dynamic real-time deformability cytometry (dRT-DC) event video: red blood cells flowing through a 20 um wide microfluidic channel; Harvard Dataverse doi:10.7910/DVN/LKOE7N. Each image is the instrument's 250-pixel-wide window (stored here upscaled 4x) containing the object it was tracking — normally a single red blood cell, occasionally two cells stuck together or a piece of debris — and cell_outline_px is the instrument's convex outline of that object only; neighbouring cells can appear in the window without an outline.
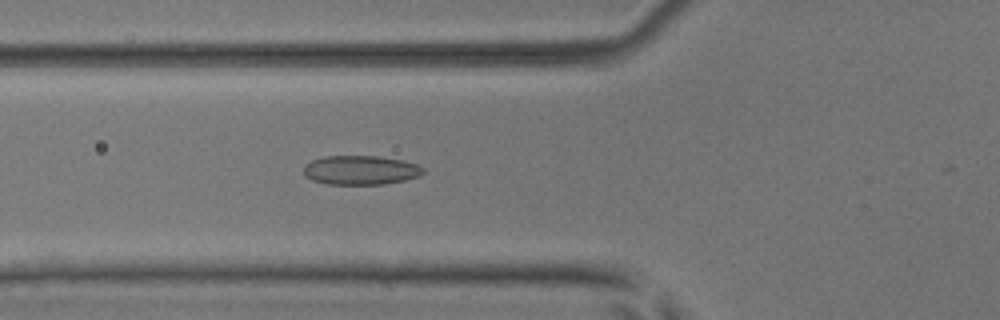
{"species": "common noctule bat (a hibernating species)", "species_latin": "Nyctalus noctula", "temperature_condition": "room temperature", "stored_images_in_passage": 41, "camera_frame_rate_fps": 3000, "um_per_image_px": 0.085, "animal": {"sex": "male", "body_mass_g": 17.9, "forearm_length_mm": 54.2}, "frame": {"image": 1, "passage_image": 13, "time_ms": 4.0, "image_size_px": [1000, 320], "cell_outline_px": [[424, 172], [420, 176], [404, 180], [380, 184], [328, 184], [312, 180], [304, 176], [304, 164], [312, 160], [324, 156], [380, 156], [400, 160], [416, 164], [424, 168]], "centroid_in_image_um": [30.62, 14.45], "position_along_channel_um": 95.2, "area_um2": 20.29}}
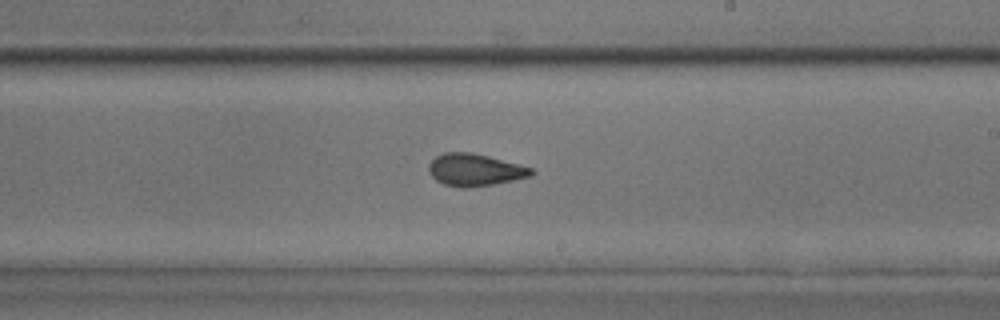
{"frame": {"image": 2, "passage_image": 25, "time_ms": 8.0, "image_size_px": [1000, 320], "cell_outline_px": [[536, 172], [532, 176], [492, 184], [464, 188], [460, 188], [444, 184], [436, 180], [432, 176], [428, 168], [428, 164], [436, 156], [444, 152], [472, 152], [488, 156], [532, 168]], "centroid_in_image_um": [40.35, 14.43], "position_along_channel_um": 248.7, "area_um2": 19.13}}
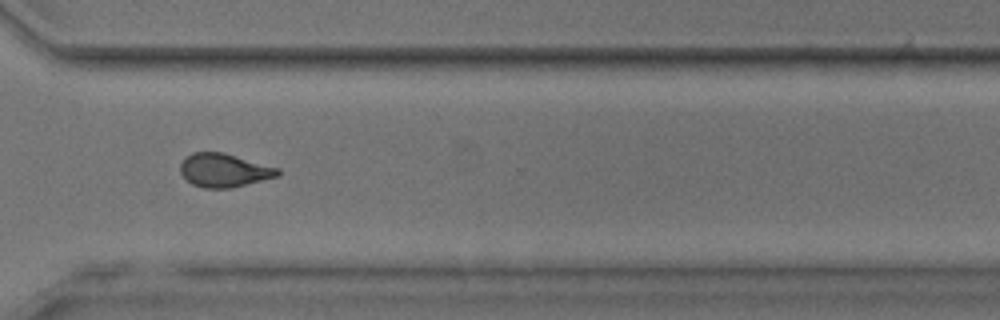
{"frame": {"image": 3, "passage_image": 33, "time_ms": 10.667, "image_size_px": [1000, 320], "cell_outline_px": [[280, 172], [276, 176], [228, 188], [204, 188], [192, 184], [180, 172], [180, 164], [192, 152], [224, 152], [280, 168]], "centroid_in_image_um": [19.03, 14.45], "position_along_channel_um": 351.6, "area_um2": 18.73}, "authors_computed_cell_mechanics": {"area_um2": 18.9584, "velocity_mm_per_s": 3.8473, "shape_relaxation_time_tau1_ms": null, "shape_relaxation_time_tau2_ms": 1.8737, "deformation_change_tau1": null, "deformation_change_tau2": 0.0794}}